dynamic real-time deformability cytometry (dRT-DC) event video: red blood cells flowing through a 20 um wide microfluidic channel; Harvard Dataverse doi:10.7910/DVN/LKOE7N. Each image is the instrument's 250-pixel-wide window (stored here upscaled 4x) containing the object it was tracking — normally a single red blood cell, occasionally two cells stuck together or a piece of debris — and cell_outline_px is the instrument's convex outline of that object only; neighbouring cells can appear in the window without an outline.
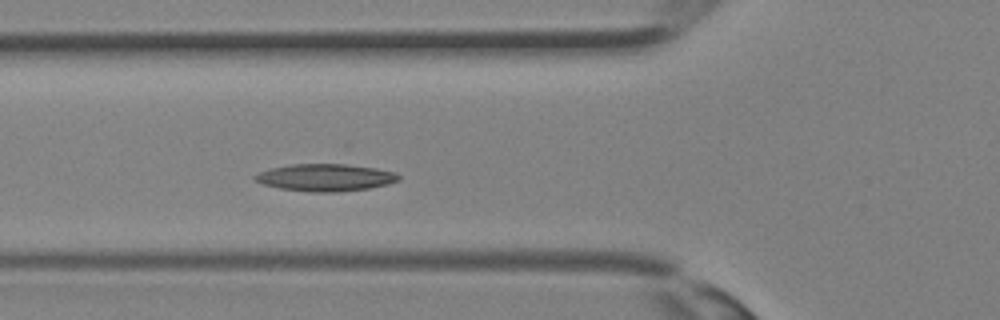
{"species": "Egyptian fruit bat (a non-hibernating species)", "species_latin": "Rousettus aegyptiacus", "temperature_condition": "room temperature", "stored_images_in_passage": 32, "camera_frame_rate_fps": 3000, "um_per_image_px": 0.085, "animal": {"sex": "female"}, "frame": {"image": 1, "passage_image": 9, "time_ms": 2.667, "image_size_px": [1000, 320], "cell_outline_px": [[400, 180], [388, 184], [368, 188], [340, 192], [312, 192], [280, 188], [264, 184], [252, 180], [252, 176], [260, 172], [272, 168], [292, 164], [348, 164], [376, 168], [396, 172], [400, 176]], "centroid_in_image_um": [27.68, 15.09], "position_along_channel_um": 98.1, "area_um2": 22.83}}
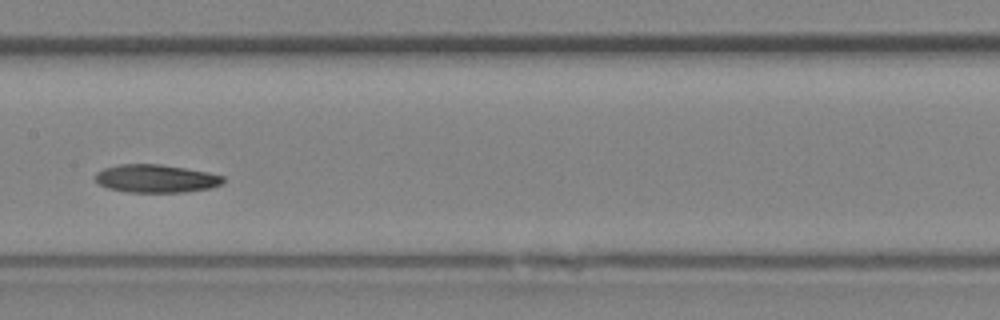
{"frame": {"image": 2, "passage_image": 14, "time_ms": 4.333, "image_size_px": [1000, 320], "cell_outline_px": [[224, 180], [220, 184], [212, 188], [184, 192], [128, 192], [108, 188], [96, 184], [96, 172], [104, 168], [116, 164], [160, 164], [208, 172], [224, 176]], "centroid_in_image_um": [13.23, 15.18], "position_along_channel_um": 194.2, "area_um2": 20.98}}
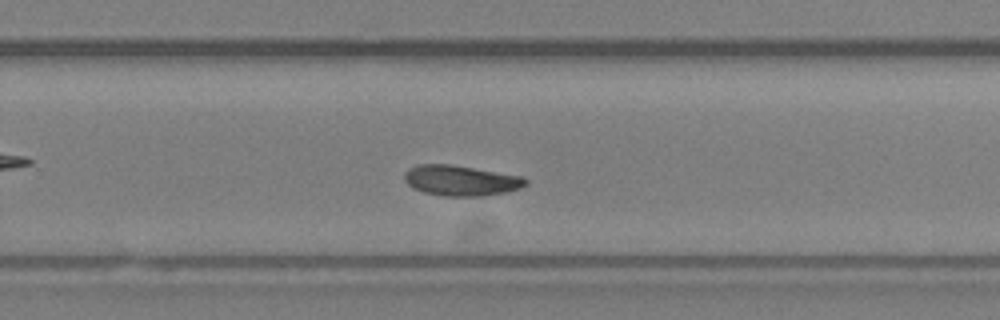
{"frame": {"image": 3, "passage_image": 19, "time_ms": 6.0, "image_size_px": [1000, 320], "cell_outline_px": [[528, 184], [520, 188], [508, 192], [484, 196], [444, 196], [424, 192], [412, 188], [404, 180], [404, 172], [408, 168], [416, 164], [448, 164], [524, 176], [528, 180]], "centroid_in_image_um": [39.18, 15.34], "position_along_channel_um": 290.6, "area_um2": 21.73}}